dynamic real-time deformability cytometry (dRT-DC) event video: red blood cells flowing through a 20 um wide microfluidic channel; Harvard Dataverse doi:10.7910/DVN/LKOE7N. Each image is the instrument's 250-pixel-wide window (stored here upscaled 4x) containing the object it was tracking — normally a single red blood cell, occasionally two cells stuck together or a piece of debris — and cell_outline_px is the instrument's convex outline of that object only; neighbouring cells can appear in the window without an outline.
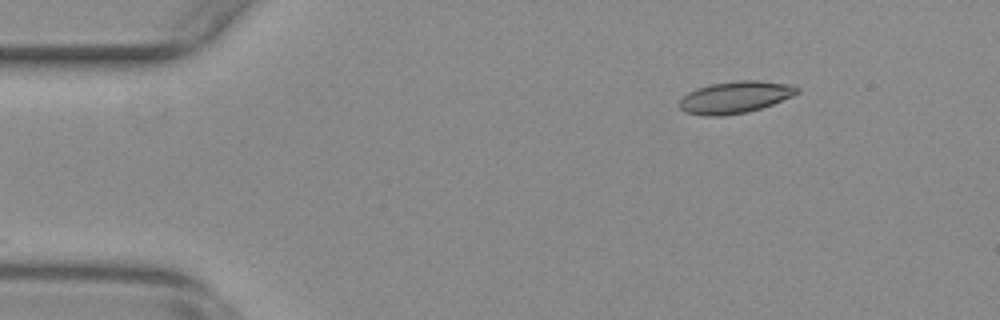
{"species": "common noctule bat (a hibernating species)", "species_latin": "Nyctalus noctula", "temperature_condition": "warm", "stored_images_in_passage": 49, "camera_frame_rate_fps": 3000, "um_per_image_px": 0.085, "animal": {"sex": "female", "body_mass_g": 29.2, "forearm_length_mm": 56.3}, "frame": {"image": 1, "passage_image": 2, "time_ms": 0.333, "image_size_px": [1000, 320], "cell_outline_px": [[800, 92], [792, 96], [772, 104], [760, 108], [744, 112], [720, 116], [704, 116], [684, 112], [680, 108], [680, 100], [688, 92], [696, 88], [712, 84], [736, 80], [760, 80], [788, 84], [800, 88]], "centroid_in_image_um": [62.48, 8.26], "position_along_channel_um": 22.5, "area_um2": 21.79}}
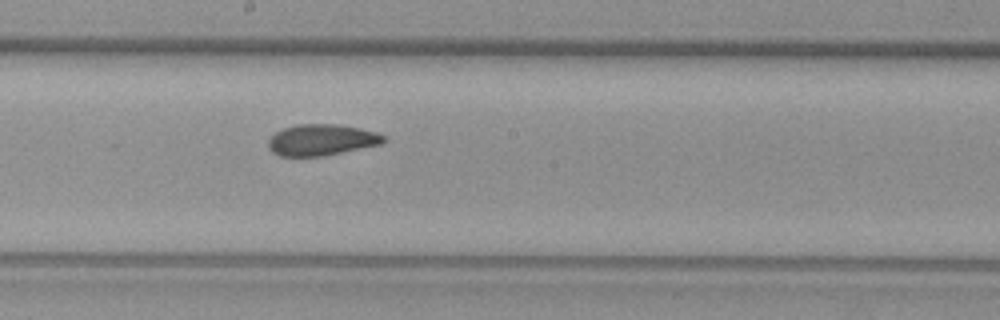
{"frame": {"image": 2, "passage_image": 24, "time_ms": 7.667, "image_size_px": [1000, 320], "cell_outline_px": [[388, 140], [380, 144], [320, 156], [280, 156], [272, 152], [268, 148], [268, 140], [276, 132], [284, 128], [296, 124], [336, 124], [360, 128], [376, 132], [384, 136]], "centroid_in_image_um": [27.31, 11.88], "position_along_channel_um": 220.9, "area_um2": 20.81}}
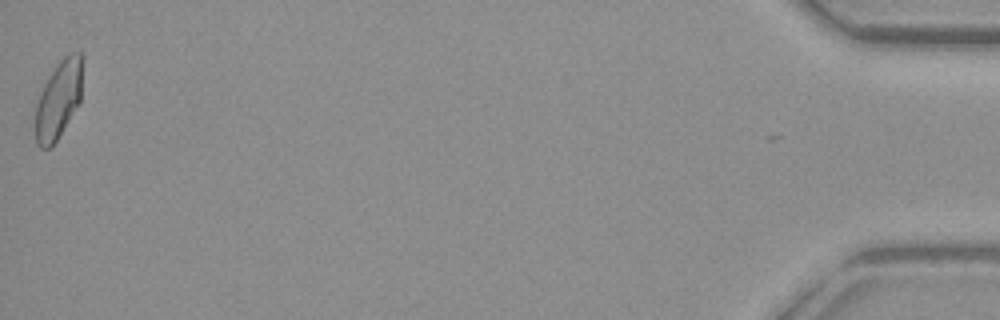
{"frame": {"image": 3, "passage_image": 49, "time_ms": 16.0, "image_size_px": [1000, 320], "cell_outline_px": [[80, 104], [56, 140], [48, 148], [40, 148], [36, 140], [36, 104], [40, 92], [48, 76], [56, 64], [68, 52], [80, 52]], "centroid_in_image_um": [4.95, 8.46], "position_along_channel_um": 430.3, "area_um2": 20.92}, "authors_computed_cell_mechanics": {"area_um2": 21.3282, "velocity_mm_per_s": 3.7692, "shape_relaxation_time_tau1_ms": 7.0288, "shape_relaxation_time_tau2_ms": 2.8845, "deformation_change_tau1": 0.1544, "deformation_change_tau2": 0.0778}}